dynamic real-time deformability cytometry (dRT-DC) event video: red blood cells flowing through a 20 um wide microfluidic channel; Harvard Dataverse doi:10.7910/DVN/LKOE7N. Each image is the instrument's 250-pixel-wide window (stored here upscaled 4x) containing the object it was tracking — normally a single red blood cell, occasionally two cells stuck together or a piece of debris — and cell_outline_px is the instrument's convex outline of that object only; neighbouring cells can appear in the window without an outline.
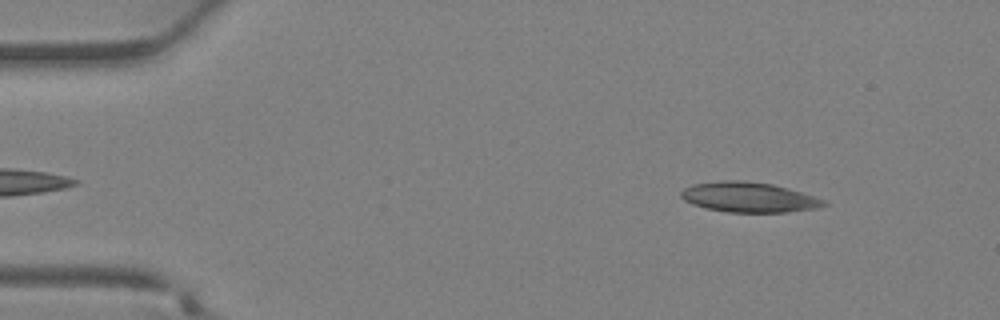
{"species": "Egyptian fruit bat (a non-hibernating species)", "species_latin": "Rousettus aegyptiacus", "temperature_condition": "warm", "stored_images_in_passage": 36, "camera_frame_rate_fps": 3000, "um_per_image_px": 0.085, "animal": {"sex": "female"}, "frame": {"image": 1, "passage_image": 4, "time_ms": 1.0, "image_size_px": [1000, 320], "cell_outline_px": [[828, 204], [816, 208], [788, 212], [728, 212], [704, 208], [692, 204], [684, 200], [680, 196], [680, 192], [684, 188], [692, 184], [720, 180], [744, 180], [772, 184], [788, 188], [824, 200]], "centroid_in_image_um": [63.59, 16.76], "position_along_channel_um": 21.4, "area_um2": 25.03}}
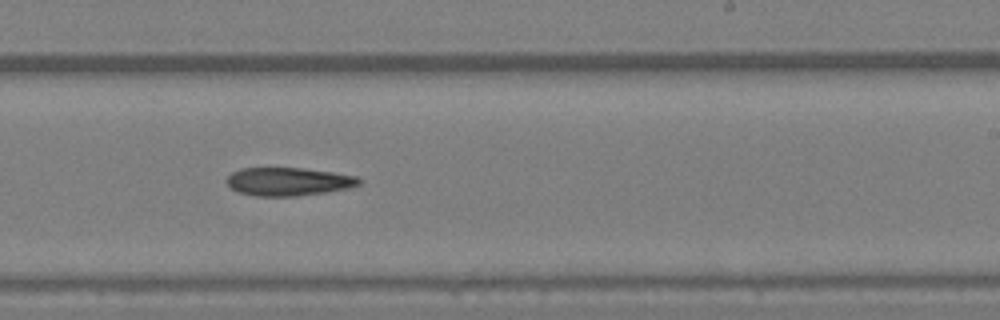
{"frame": {"image": 2, "passage_image": 22, "time_ms": 7.0, "image_size_px": [1000, 320], "cell_outline_px": [[364, 180], [360, 184], [348, 188], [324, 192], [296, 196], [256, 196], [240, 192], [232, 188], [224, 180], [232, 172], [240, 168], [304, 168], [332, 172], [356, 176]], "centroid_in_image_um": [24.52, 15.42], "position_along_channel_um": 264.5, "area_um2": 21.73}}
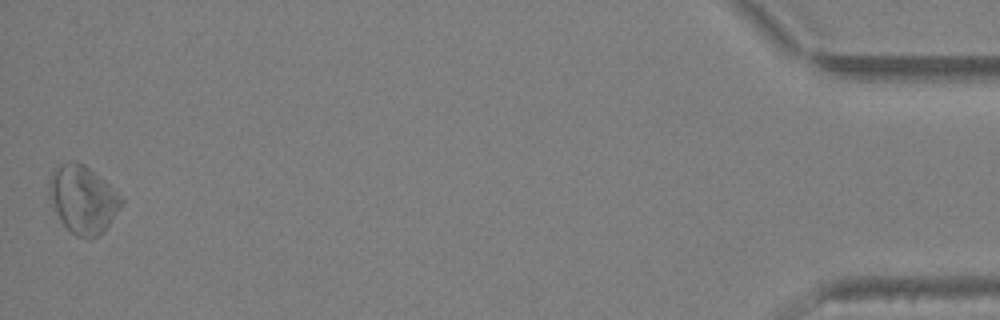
{"frame": {"image": 3, "passage_image": 36, "time_ms": 11.667, "image_size_px": [1000, 320], "cell_outline_px": [[124, 204], [108, 224], [96, 236], [88, 240], [76, 236], [60, 220], [48, 196], [48, 180], [52, 172], [60, 164], [68, 160], [76, 160], [84, 164], [104, 180], [124, 200]], "centroid_in_image_um": [7.01, 16.92], "position_along_channel_um": 428.2, "area_um2": 28.38}}